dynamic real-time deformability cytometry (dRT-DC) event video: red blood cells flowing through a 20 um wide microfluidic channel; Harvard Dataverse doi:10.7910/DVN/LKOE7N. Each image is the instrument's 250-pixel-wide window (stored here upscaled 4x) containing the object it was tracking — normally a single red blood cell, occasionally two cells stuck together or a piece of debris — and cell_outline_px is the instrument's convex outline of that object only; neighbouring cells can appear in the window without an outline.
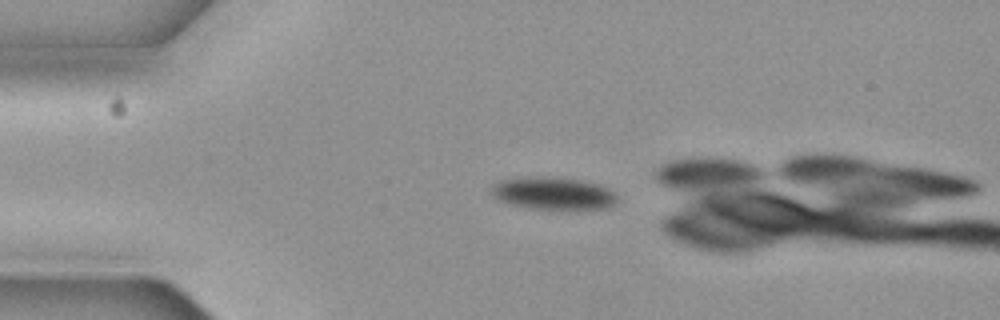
{"species": "common noctule bat (a hibernating species)", "species_latin": "Nyctalus noctula", "temperature_condition": "cold", "stored_images_in_passage": 5, "camera_frame_rate_fps": 3000, "um_per_image_px": 0.085, "animal": {"sex": "female", "body_mass_g": 19.3, "forearm_length_mm": 54.1}, "frame": {"image": 1, "passage_image": 1, "time_ms": 0.0, "image_size_px": [1000, 320], "cell_outline_px": [[616, 204], [608, 208], [564, 212], [528, 208], [508, 204], [492, 196], [492, 184], [500, 180], [516, 176], [560, 176], [584, 180], [600, 184], [608, 188], [616, 196]], "centroid_in_image_um": [47.04, 16.45], "position_along_channel_um": 38.0, "area_um2": 25.37}}
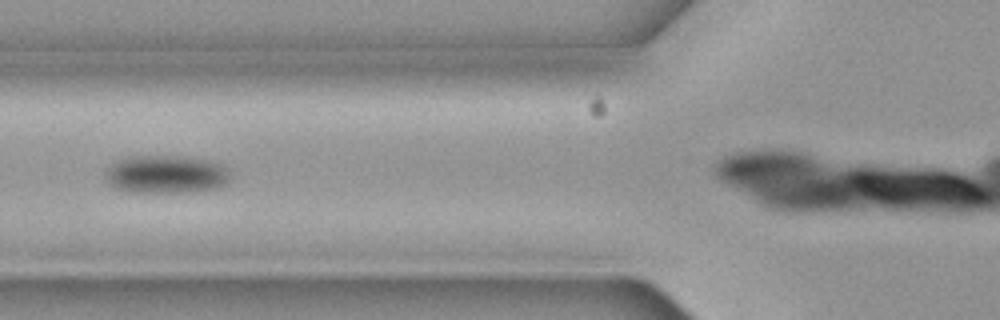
{"frame": {"image": 2, "passage_image": 3, "time_ms": 0.667, "image_size_px": [1000, 320], "cell_outline_px": [[232, 176], [224, 184], [216, 188], [180, 192], [136, 192], [116, 188], [108, 184], [104, 176], [104, 168], [116, 160], [128, 156], [188, 156], [208, 160], [224, 164]], "centroid_in_image_um": [14.07, 14.79], "position_along_channel_um": 111.7, "area_um2": 28.09}}